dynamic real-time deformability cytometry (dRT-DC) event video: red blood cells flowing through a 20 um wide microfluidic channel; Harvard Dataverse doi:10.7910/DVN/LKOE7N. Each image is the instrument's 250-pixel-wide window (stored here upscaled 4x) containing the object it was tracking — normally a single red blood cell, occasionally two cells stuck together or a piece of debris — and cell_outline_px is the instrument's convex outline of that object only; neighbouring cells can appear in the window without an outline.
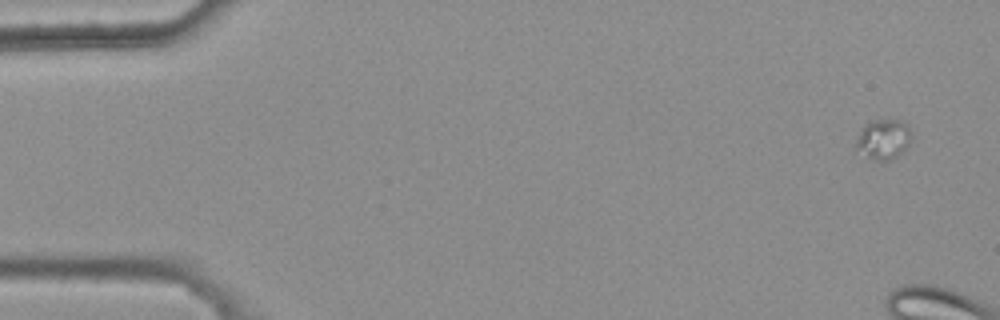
{"species": "common noctule bat (a hibernating species)", "species_latin": "Nyctalus noctula", "temperature_condition": "warm", "stored_images_in_passage": 5, "camera_frame_rate_fps": 3000, "um_per_image_px": 0.085, "animal": {"sex": "female", "body_mass_g": 25.1}, "frame": {"image": 1, "passage_image": 1, "time_ms": 0.0, "image_size_px": [1000, 320], "cell_outline_px": [[912, 140], [896, 156], [888, 160], [876, 160], [868, 156], [856, 148], [856, 140], [864, 124], [872, 120], [904, 120], [908, 124], [912, 136]], "centroid_in_image_um": [75.12, 11.79], "position_along_channel_um": 9.9, "area_um2": 12.72}}